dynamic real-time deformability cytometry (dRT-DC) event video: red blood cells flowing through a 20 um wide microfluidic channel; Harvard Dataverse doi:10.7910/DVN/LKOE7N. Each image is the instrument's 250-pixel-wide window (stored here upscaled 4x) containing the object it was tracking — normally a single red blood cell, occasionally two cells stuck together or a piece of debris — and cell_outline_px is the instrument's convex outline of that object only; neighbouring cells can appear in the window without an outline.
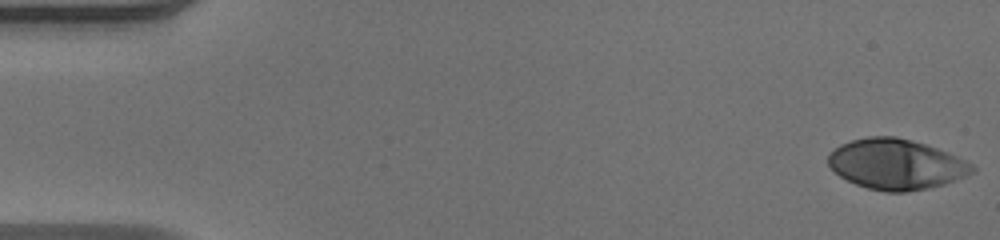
{"species": "human", "species_latin": "Homo sapiens", "temperature_condition": "warm", "stored_images_in_passage": 51, "camera_frame_rate_fps": 3000, "um_per_image_px": 0.085, "donor": {"sex": "male"}, "frame": {"image": 1, "passage_image": 1, "time_ms": 0.0, "image_size_px": [1000, 240], "cell_outline_px": [[976, 172], [944, 184], [928, 188], [904, 192], [884, 192], [868, 188], [856, 184], [840, 176], [828, 164], [828, 156], [840, 144], [852, 140], [868, 136], [896, 136], [912, 140], [936, 148], [956, 156], [972, 164], [976, 168]], "centroid_in_image_um": [76.18, 13.96], "position_along_channel_um": 8.8, "area_um2": 42.02}}
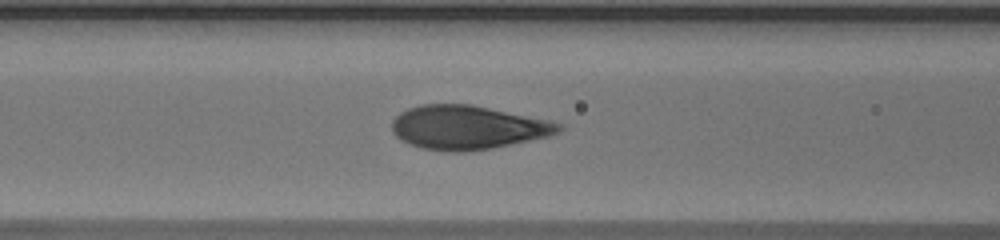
{"frame": {"image": 2, "passage_image": 21, "time_ms": 6.667, "image_size_px": [1000, 240], "cell_outline_px": [[564, 128], [560, 132], [548, 136], [488, 148], [464, 152], [444, 152], [424, 148], [408, 144], [400, 140], [392, 132], [392, 120], [400, 112], [408, 108], [420, 104], [472, 104], [548, 120], [564, 124]], "centroid_in_image_um": [39.71, 10.82], "position_along_channel_um": 126.9, "area_um2": 42.6}}
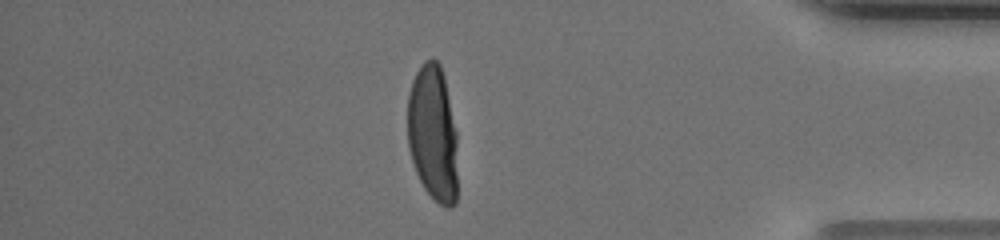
{"frame": {"image": 3, "passage_image": 44, "time_ms": 14.333, "image_size_px": [1000, 240], "cell_outline_px": [[456, 204], [452, 208], [444, 208], [424, 188], [416, 172], [408, 148], [408, 92], [412, 80], [416, 72], [424, 60], [432, 56], [440, 64], [444, 76], [456, 132]], "centroid_in_image_um": [36.78, 11.31], "position_along_channel_um": 398.4, "area_um2": 39.88}, "authors_computed_cell_mechanics": {"area_um2": 41.5582, "velocity_mm_per_s": 3.9889, "shape_relaxation_time_tau1_ms": 4.622, "shape_relaxation_time_tau2_ms": null, "deformation_change_tau1": 0.275, "deformation_change_tau2": null}}